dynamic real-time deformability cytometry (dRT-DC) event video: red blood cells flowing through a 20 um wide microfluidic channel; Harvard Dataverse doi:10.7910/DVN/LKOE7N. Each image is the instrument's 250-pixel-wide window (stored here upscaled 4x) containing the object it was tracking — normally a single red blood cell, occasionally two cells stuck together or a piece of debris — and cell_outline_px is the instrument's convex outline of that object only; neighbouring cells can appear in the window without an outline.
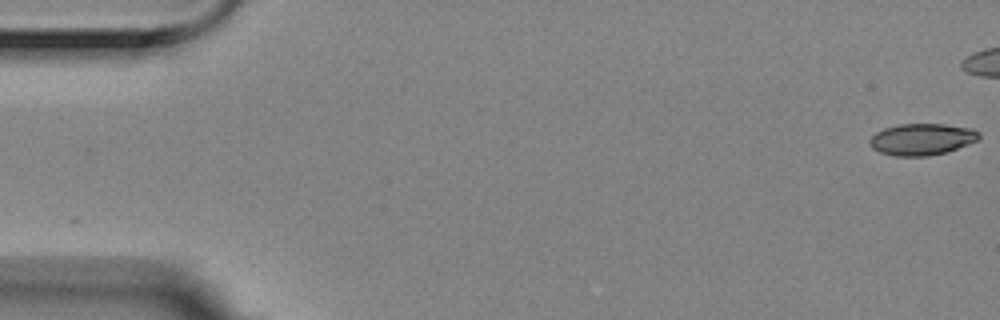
{"species": "Egyptian fruit bat (a non-hibernating species)", "species_latin": "Rousettus aegyptiacus", "temperature_condition": "room temperature", "stored_images_in_passage": 11, "camera_frame_rate_fps": 3000, "um_per_image_px": 0.085, "animal": {"sex": "female"}, "frame": {"image": 1, "passage_image": 1, "time_ms": 0.0, "image_size_px": [1000, 320], "cell_outline_px": [[980, 136], [976, 140], [968, 144], [944, 152], [928, 156], [896, 156], [880, 152], [872, 148], [868, 144], [868, 140], [876, 132], [884, 128], [900, 124], [944, 124], [972, 128], [980, 132]], "centroid_in_image_um": [78.33, 11.83], "position_along_channel_um": 6.7, "area_um2": 20.06}}
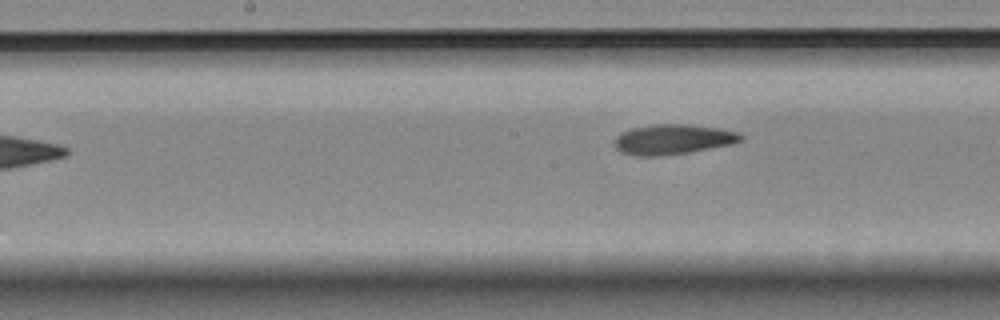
{"frame": {"image": 2, "passage_image": 10, "time_ms": 3.0, "image_size_px": [1000, 320], "cell_outline_px": [[744, 140], [732, 144], [688, 152], [664, 156], [636, 156], [620, 152], [616, 148], [616, 136], [620, 132], [632, 128], [656, 124], [688, 124], [720, 128], [740, 132], [744, 136]], "centroid_in_image_um": [57.23, 11.84], "position_along_channel_um": 191.0, "area_um2": 22.31}}